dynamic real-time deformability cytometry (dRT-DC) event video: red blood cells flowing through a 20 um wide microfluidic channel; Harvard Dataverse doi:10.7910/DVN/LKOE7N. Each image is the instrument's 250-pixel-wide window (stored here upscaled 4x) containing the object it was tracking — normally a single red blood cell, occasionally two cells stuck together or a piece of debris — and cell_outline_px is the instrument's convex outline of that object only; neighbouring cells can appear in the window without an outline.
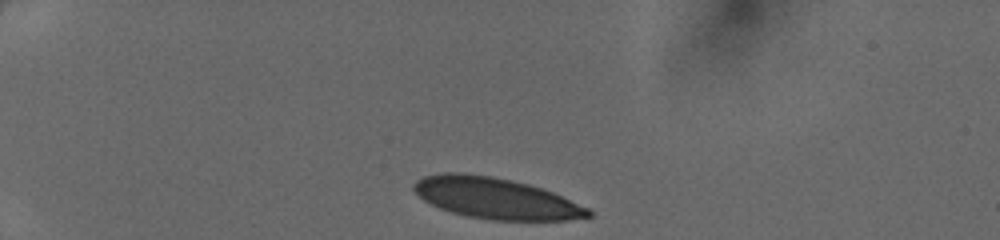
{"species": "human", "species_latin": "Homo sapiens", "temperature_condition": "cold", "stored_images_in_passage": 32, "camera_frame_rate_fps": 3000, "um_per_image_px": 0.085, "donor": {"sex": "female"}, "frame": {"image": 1, "passage_image": 1, "time_ms": 0.0, "image_size_px": [1000, 240], "cell_outline_px": [[592, 216], [568, 220], [492, 220], [468, 216], [452, 212], [440, 208], [424, 200], [412, 188], [412, 184], [416, 180], [424, 176], [444, 172], [460, 172], [492, 176], [512, 180], [528, 184], [552, 192], [588, 208], [592, 212]], "centroid_in_image_um": [42.12, 16.84], "position_along_channel_um": 42.9, "area_um2": 41.5}}
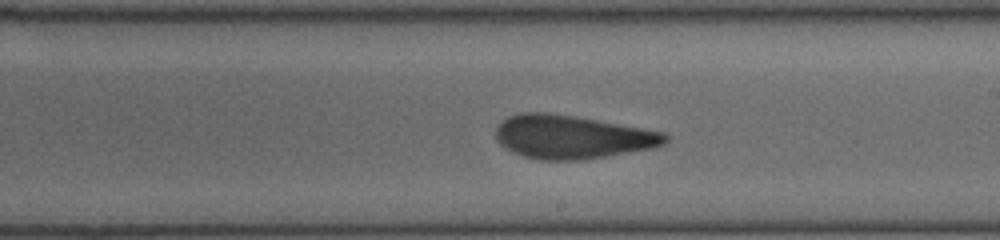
{"frame": {"image": 2, "passage_image": 19, "time_ms": 6.0, "image_size_px": [1000, 240], "cell_outline_px": [[668, 140], [664, 144], [652, 148], [580, 160], [540, 160], [524, 156], [512, 152], [504, 148], [496, 140], [496, 128], [508, 116], [520, 112], [544, 112], [572, 116], [596, 120], [664, 132], [668, 136]], "centroid_in_image_um": [48.58, 11.64], "position_along_channel_um": 240.4, "area_um2": 42.54}}
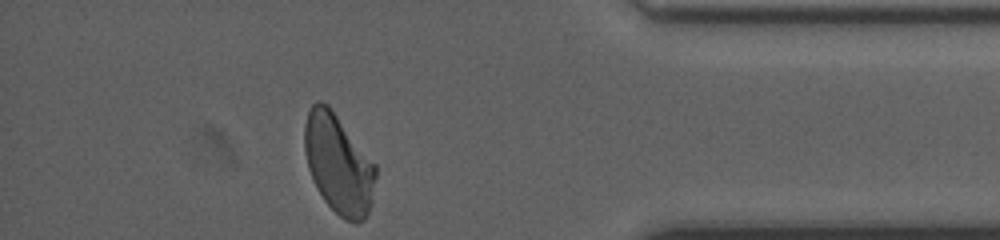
{"frame": {"image": 3, "passage_image": 32, "time_ms": 10.333, "image_size_px": [1000, 240], "cell_outline_px": [[376, 176], [372, 204], [368, 216], [364, 220], [356, 224], [344, 220], [324, 200], [308, 168], [304, 148], [304, 124], [308, 112], [312, 104], [316, 100], [320, 100], [328, 104], [376, 164]], "centroid_in_image_um": [28.79, 13.94], "position_along_channel_um": 406.4, "area_um2": 41.38}}